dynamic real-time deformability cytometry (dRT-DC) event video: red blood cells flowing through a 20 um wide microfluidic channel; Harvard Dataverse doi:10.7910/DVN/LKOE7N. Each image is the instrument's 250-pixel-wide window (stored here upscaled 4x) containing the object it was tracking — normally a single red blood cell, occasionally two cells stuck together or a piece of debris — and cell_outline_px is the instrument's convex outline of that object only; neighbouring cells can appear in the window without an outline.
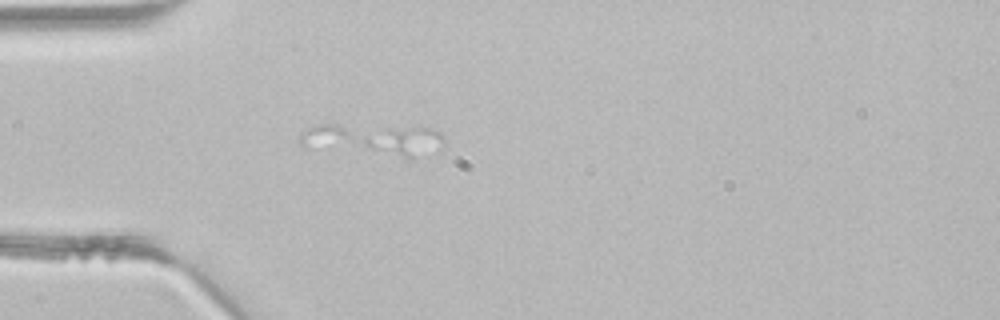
{"species": "common noctule bat (a hibernating species)", "species_latin": "Nyctalus noctula", "temperature_condition": "room temperature", "stored_images_in_passage": 16, "segment_of_instrument_passage": [2, 2], "camera_frame_rate_fps": 3000, "um_per_image_px": 0.085, "animal": {"sex": "male", "body_mass_g": 21.5, "forearm_length_mm": 52.0}, "frame": {"image": 1, "passage_image": 12, "time_ms": 3.667, "image_size_px": [1000, 320], "cell_outline_px": [[444, 144], [440, 148], [412, 156], [404, 156], [372, 148], [364, 144], [364, 140], [368, 136], [388, 128], [432, 128], [440, 132], [444, 136]], "centroid_in_image_um": [34.52, 11.97], "position_along_channel_um": 50.5, "area_um2": 12.43}}